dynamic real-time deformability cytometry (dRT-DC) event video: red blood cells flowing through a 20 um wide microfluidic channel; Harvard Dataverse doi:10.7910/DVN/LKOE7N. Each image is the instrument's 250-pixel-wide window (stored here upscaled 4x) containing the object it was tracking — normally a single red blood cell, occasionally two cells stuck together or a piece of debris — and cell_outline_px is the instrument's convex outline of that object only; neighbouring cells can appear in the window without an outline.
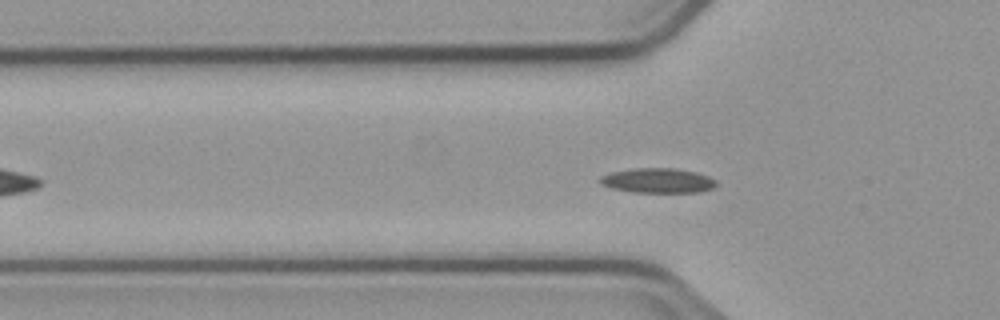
{"species": "common noctule bat (a hibernating species)", "species_latin": "Nyctalus noctula", "temperature_condition": "cold", "stored_images_in_passage": 39, "camera_frame_rate_fps": 3000, "um_per_image_px": 0.085, "animal": {"sex": "male", "body_mass_g": 23.1, "forearm_length_mm": 52.7}, "frame": {"image": 1, "passage_image": 13, "time_ms": 4.0, "image_size_px": [1000, 320], "cell_outline_px": [[716, 184], [712, 188], [700, 192], [632, 192], [612, 188], [600, 184], [596, 180], [600, 176], [612, 172], [632, 168], [672, 168], [696, 172], [708, 176], [716, 180]], "centroid_in_image_um": [55.87, 15.35], "position_along_channel_um": 69.9, "area_um2": 16.82}}
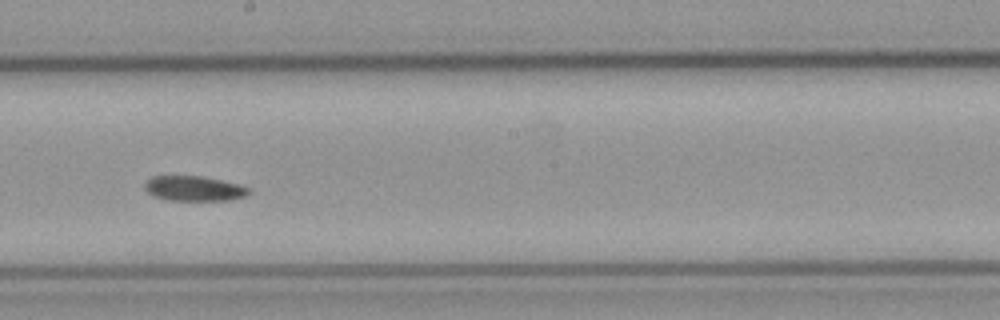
{"frame": {"image": 2, "passage_image": 26, "time_ms": 8.333, "image_size_px": [1000, 320], "cell_outline_px": [[252, 192], [244, 196], [232, 200], [168, 200], [152, 196], [144, 188], [144, 184], [152, 176], [200, 176], [240, 184], [248, 188]], "centroid_in_image_um": [16.49, 16.02], "position_along_channel_um": 231.7, "area_um2": 15.14}}
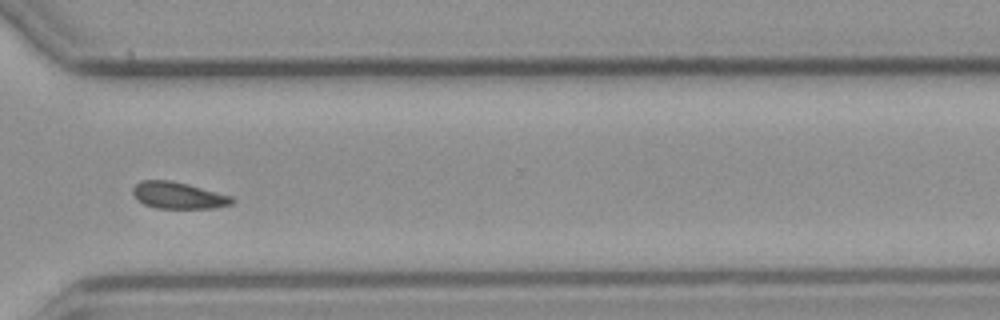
{"frame": {"image": 3, "passage_image": 36, "time_ms": 11.667, "image_size_px": [1000, 320], "cell_outline_px": [[236, 200], [232, 204], [212, 208], [156, 208], [144, 204], [136, 200], [132, 192], [132, 188], [140, 180], [168, 180], [188, 184], [232, 196]], "centroid_in_image_um": [15.13, 16.61], "position_along_channel_um": 355.5, "area_um2": 15.49}}